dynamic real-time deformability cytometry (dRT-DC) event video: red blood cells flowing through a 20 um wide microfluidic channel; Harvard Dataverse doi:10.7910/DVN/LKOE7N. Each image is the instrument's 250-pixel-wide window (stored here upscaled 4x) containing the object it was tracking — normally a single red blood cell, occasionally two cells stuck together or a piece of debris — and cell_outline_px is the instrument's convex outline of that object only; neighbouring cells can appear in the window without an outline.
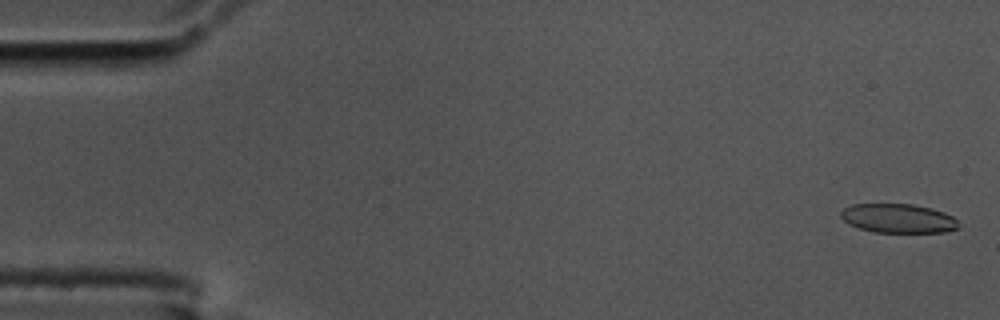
{"species": "common noctule bat (a hibernating species)", "species_latin": "Nyctalus noctula", "temperature_condition": "cold", "stored_images_in_passage": 57, "camera_frame_rate_fps": 3000, "um_per_image_px": 0.085, "animal": {"sex": "male", "body_mass_g": 17.5, "forearm_length_mm": 52.3}, "frame": {"image": 1, "passage_image": 2, "time_ms": 0.333, "image_size_px": [1000, 320], "cell_outline_px": [[960, 228], [944, 232], [872, 232], [848, 224], [840, 216], [840, 212], [844, 208], [852, 204], [912, 204], [932, 208], [944, 212], [952, 216], [960, 224]], "centroid_in_image_um": [76.36, 18.56], "position_along_channel_um": 8.6, "area_um2": 20.06}}
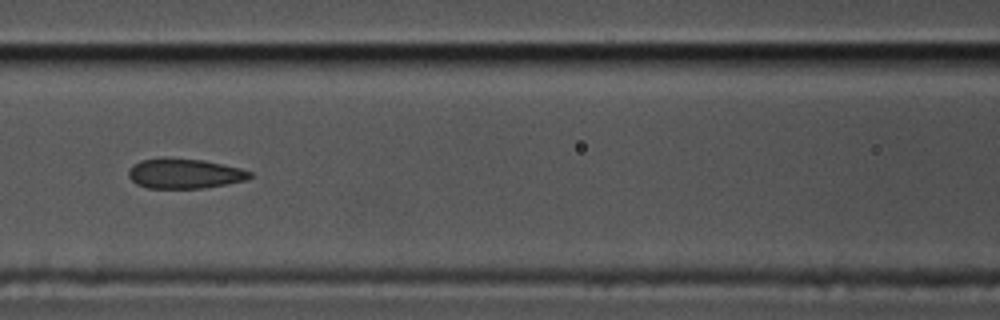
{"frame": {"image": 2, "passage_image": 25, "time_ms": 8.0, "image_size_px": [1000, 320], "cell_outline_px": [[252, 176], [248, 180], [204, 188], [148, 188], [136, 184], [128, 176], [128, 168], [132, 164], [140, 160], [164, 156], [204, 160], [240, 168], [252, 172]], "centroid_in_image_um": [15.65, 14.73], "position_along_channel_um": 151.0, "area_um2": 21.62}}
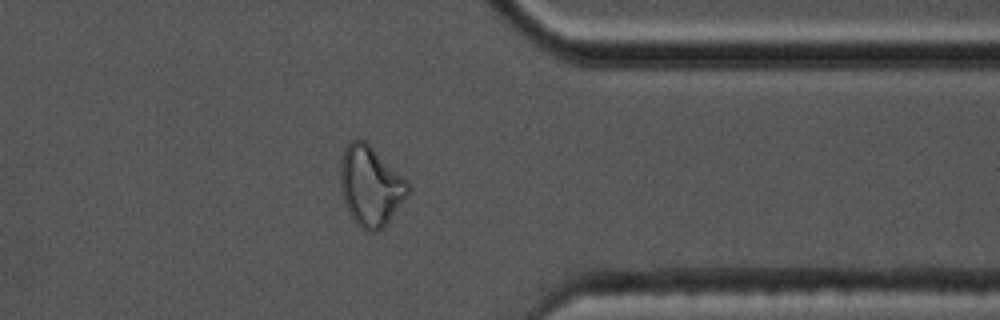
{"frame": {"image": 3, "passage_image": 45, "time_ms": 14.667, "image_size_px": [1000, 320], "cell_outline_px": [[408, 192], [384, 228], [376, 232], [368, 232], [360, 228], [356, 224], [348, 212], [344, 204], [340, 192], [340, 160], [344, 148], [356, 136], [364, 140], [408, 180]], "centroid_in_image_um": [31.44, 15.81], "position_along_channel_um": 380.0, "area_um2": 31.67}, "authors_computed_cell_mechanics": {"area_um2": 21.9062, "velocity_mm_per_s": 3.5639, "shape_relaxation_time_tau1_ms": null, "shape_relaxation_time_tau2_ms": 1.7045, "deformation_change_tau1": null, "deformation_change_tau2": 0.0728}}